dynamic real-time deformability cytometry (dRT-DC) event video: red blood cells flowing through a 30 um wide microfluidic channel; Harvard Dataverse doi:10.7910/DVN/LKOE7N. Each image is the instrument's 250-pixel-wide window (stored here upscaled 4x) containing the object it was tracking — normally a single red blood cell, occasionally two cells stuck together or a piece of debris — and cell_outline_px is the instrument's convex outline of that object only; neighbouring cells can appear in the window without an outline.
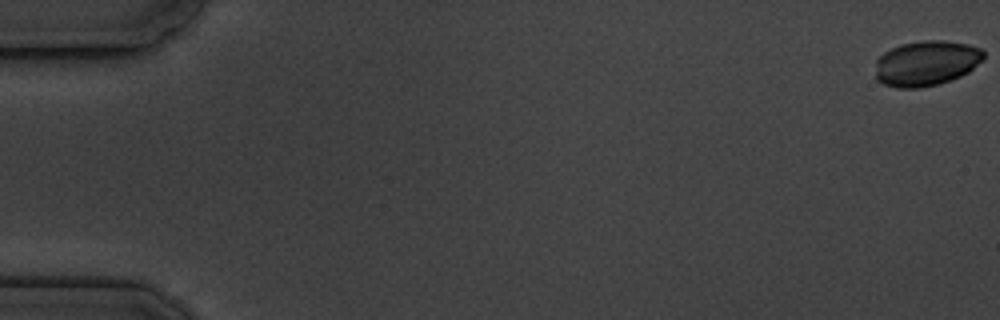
{"species": "common noctule bat (a hibernating species)", "species_latin": "Nyctalus noctula", "temperature_condition": "cold", "stored_images_in_passage": 7, "camera_frame_rate_fps": 3000, "um_per_image_px": 0.085, "animal": {"sex": "male", "body_mass_g": 19.5, "forearm_length_mm": 54.6}, "frame": {"image": 1, "passage_image": 1, "time_ms": 0.0, "image_size_px": [1000, 320], "cell_outline_px": [[984, 56], [968, 72], [960, 76], [936, 84], [920, 88], [896, 88], [884, 84], [876, 80], [876, 60], [884, 52], [900, 44], [924, 40], [940, 40], [968, 44], [980, 48], [984, 52]], "centroid_in_image_um": [78.69, 5.37], "position_along_channel_um": 6.3, "area_um2": 28.32}}
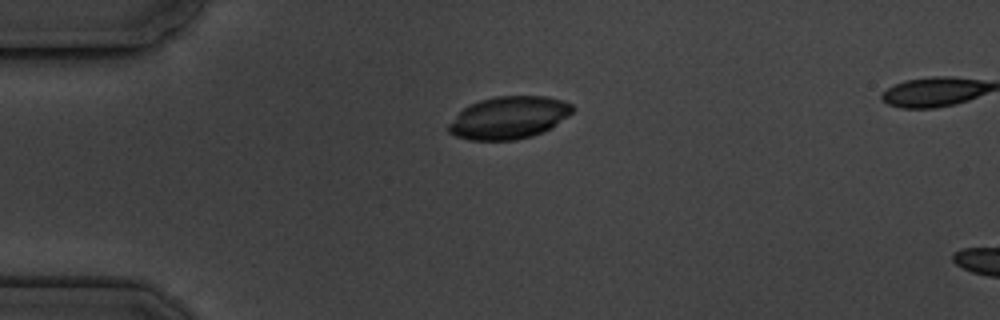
{"frame": {"image": 2, "passage_image": 5, "time_ms": 4.667, "image_size_px": [1000, 320], "cell_outline_px": [[576, 108], [568, 116], [552, 128], [544, 132], [532, 136], [516, 140], [468, 140], [456, 136], [448, 132], [448, 124], [464, 108], [480, 100], [496, 96], [548, 96], [564, 100], [572, 104]], "centroid_in_image_um": [43.3, 10.0], "position_along_channel_um": 41.7, "area_um2": 30.81}}